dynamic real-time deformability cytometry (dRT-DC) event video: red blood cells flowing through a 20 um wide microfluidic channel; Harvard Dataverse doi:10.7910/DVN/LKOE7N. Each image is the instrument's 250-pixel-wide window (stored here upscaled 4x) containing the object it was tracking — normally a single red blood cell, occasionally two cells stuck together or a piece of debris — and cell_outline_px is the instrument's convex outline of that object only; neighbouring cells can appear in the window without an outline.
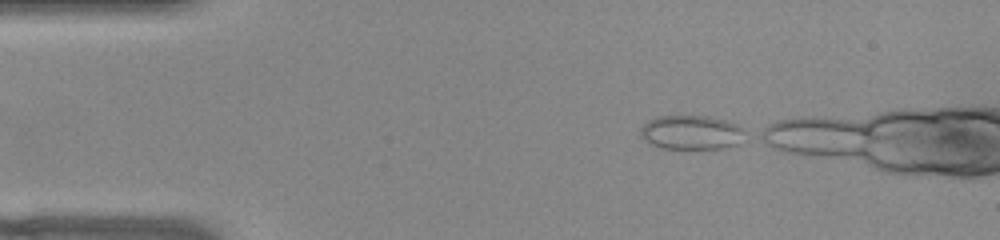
{"species": "common noctule bat (a hibernating species)", "species_latin": "Nyctalus noctula", "temperature_condition": "warm", "stored_images_in_passage": 6, "camera_frame_rate_fps": 3000, "um_per_image_px": 0.085, "animal": {"sex": "female", "body_mass_g": 22.0, "forearm_length_mm": 56.7}, "frame": {"image": 1, "passage_image": 1, "time_ms": 0.0, "image_size_px": [1000, 240], "cell_outline_px": [[744, 132], [736, 144], [724, 148], [660, 148], [644, 140], [640, 136], [640, 128], [648, 120], [656, 116], [708, 116], [728, 120], [744, 128]], "centroid_in_image_um": [58.72, 11.24], "position_along_channel_um": 26.3, "area_um2": 20.75}}